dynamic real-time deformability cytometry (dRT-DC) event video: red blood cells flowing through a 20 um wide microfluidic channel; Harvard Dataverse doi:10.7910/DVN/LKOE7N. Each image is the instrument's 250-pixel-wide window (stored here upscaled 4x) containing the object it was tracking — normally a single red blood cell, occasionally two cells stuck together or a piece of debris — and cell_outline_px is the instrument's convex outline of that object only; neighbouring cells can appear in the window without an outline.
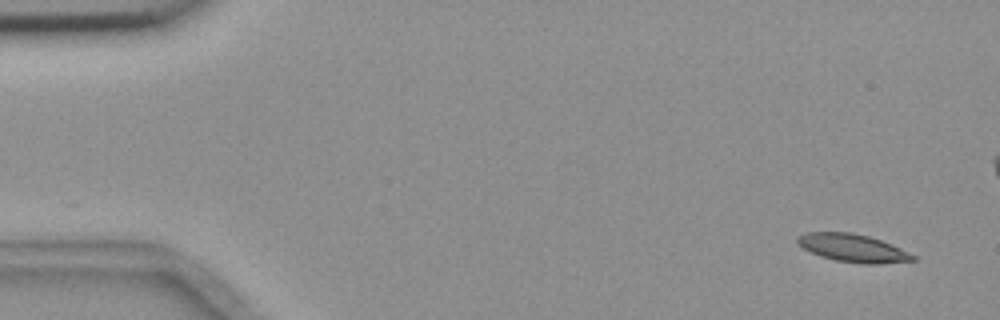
{"species": "common noctule bat (a hibernating species)", "species_latin": "Nyctalus noctula", "temperature_condition": "room temperature", "stored_images_in_passage": 3, "camera_frame_rate_fps": 3000, "um_per_image_px": 0.085, "animal": {"sex": "female", "body_mass_g": 18.4}, "frame": {"image": 1, "passage_image": 1, "time_ms": 0.0, "image_size_px": [1000, 320], "cell_outline_px": [[916, 260], [880, 264], [860, 264], [836, 260], [820, 256], [804, 248], [796, 240], [796, 236], [804, 232], [852, 232], [868, 236], [892, 244], [916, 256]], "centroid_in_image_um": [72.5, 21.08], "position_along_channel_um": 12.5, "area_um2": 18.79}}